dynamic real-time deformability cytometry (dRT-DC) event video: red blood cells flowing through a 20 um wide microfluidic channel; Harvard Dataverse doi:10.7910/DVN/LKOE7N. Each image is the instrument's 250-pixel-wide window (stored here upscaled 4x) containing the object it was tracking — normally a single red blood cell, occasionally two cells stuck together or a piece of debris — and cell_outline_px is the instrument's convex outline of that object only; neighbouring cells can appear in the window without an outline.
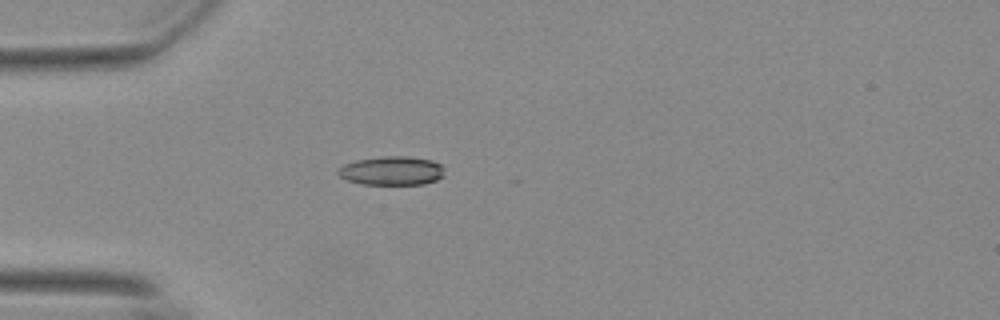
{"species": "Egyptian fruit bat (a non-hibernating species)", "species_latin": "Rousettus aegyptiacus", "temperature_condition": "warm", "stored_images_in_passage": 18, "camera_frame_rate_fps": 3000, "um_per_image_px": 0.085, "animal": {"sex": "female"}, "frame": {"image": 1, "passage_image": 15, "time_ms": 4.667, "image_size_px": [1000, 320], "cell_outline_px": [[444, 176], [436, 180], [424, 184], [360, 184], [348, 180], [340, 176], [336, 172], [344, 164], [356, 160], [384, 156], [408, 156], [432, 160], [440, 164], [444, 168]], "centroid_in_image_um": [33.32, 14.51], "position_along_channel_um": 51.7, "area_um2": 17.92}}